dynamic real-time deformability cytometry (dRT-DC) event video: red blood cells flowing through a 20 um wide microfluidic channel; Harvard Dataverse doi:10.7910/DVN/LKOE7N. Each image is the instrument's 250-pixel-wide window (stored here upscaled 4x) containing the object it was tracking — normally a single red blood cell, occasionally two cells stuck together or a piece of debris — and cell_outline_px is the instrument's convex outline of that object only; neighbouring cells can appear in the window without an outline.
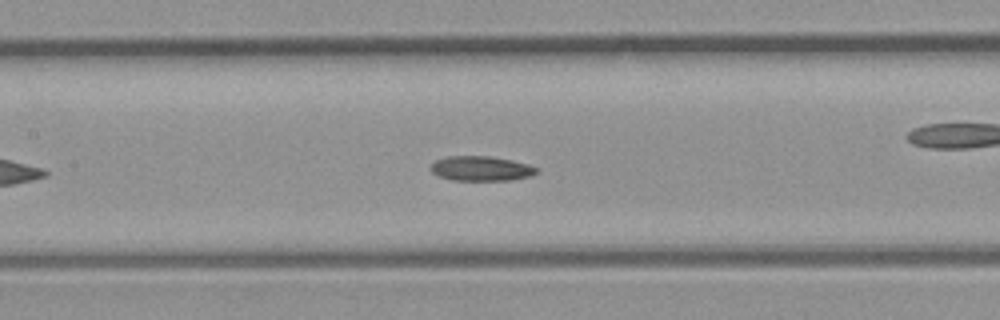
{"species": "common noctule bat (a hibernating species)", "species_latin": "Nyctalus noctula", "temperature_condition": "room temperature", "stored_images_in_passage": 31, "camera_frame_rate_fps": 3000, "um_per_image_px": 0.085, "animal": {"sex": "male", "body_mass_g": 23.1, "forearm_length_mm": 52.7}, "frame": {"image": 1, "passage_image": 10, "time_ms": 3.0, "image_size_px": [1000, 320], "cell_outline_px": [[536, 172], [532, 176], [512, 180], [452, 180], [440, 176], [432, 172], [432, 164], [436, 160], [448, 156], [488, 156], [512, 160], [528, 164], [536, 168]], "centroid_in_image_um": [40.91, 14.32], "position_along_channel_um": 166.5, "area_um2": 15.09}}